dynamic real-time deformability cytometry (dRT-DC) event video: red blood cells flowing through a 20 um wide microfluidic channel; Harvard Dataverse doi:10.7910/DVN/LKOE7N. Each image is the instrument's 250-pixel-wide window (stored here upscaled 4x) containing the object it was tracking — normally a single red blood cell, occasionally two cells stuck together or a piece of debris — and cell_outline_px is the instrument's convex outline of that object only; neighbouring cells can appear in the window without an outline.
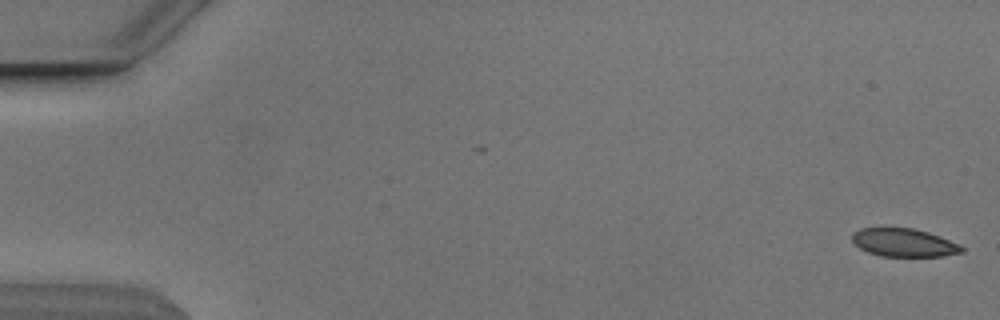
{"species": "Egyptian fruit bat (a non-hibernating species)", "species_latin": "Rousettus aegyptiacus", "temperature_condition": "cold", "stored_images_in_passage": 51, "camera_frame_rate_fps": 3000, "um_per_image_px": 0.085, "animal": {"sex": "male"}, "frame": {"image": 1, "passage_image": 1, "time_ms": 0.0, "image_size_px": [1000, 320], "cell_outline_px": [[964, 252], [944, 256], [880, 256], [868, 252], [860, 248], [852, 240], [852, 236], [860, 228], [912, 228], [928, 232], [940, 236], [960, 244], [964, 248]], "centroid_in_image_um": [76.88, 20.63], "position_along_channel_um": 8.1, "area_um2": 17.92}}
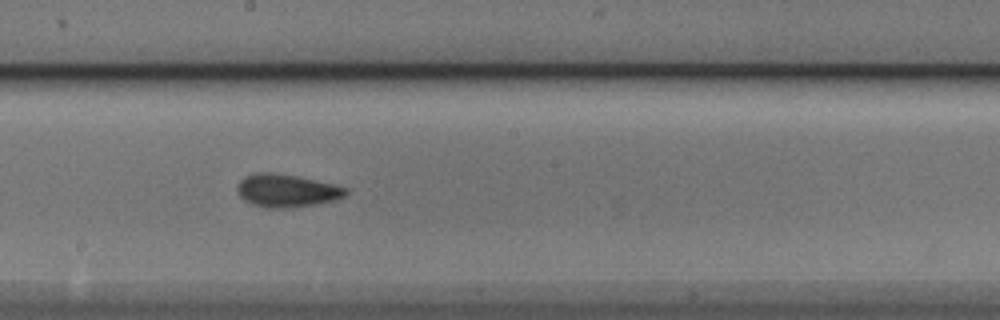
{"frame": {"image": 2, "passage_image": 30, "time_ms": 9.667, "image_size_px": [1000, 320], "cell_outline_px": [[348, 192], [344, 196], [336, 200], [288, 208], [264, 208], [252, 204], [244, 200], [240, 196], [236, 188], [240, 180], [244, 176], [252, 172], [272, 172], [296, 176], [332, 184], [348, 188]], "centroid_in_image_um": [24.32, 16.2], "position_along_channel_um": 223.9, "area_um2": 20.81}}
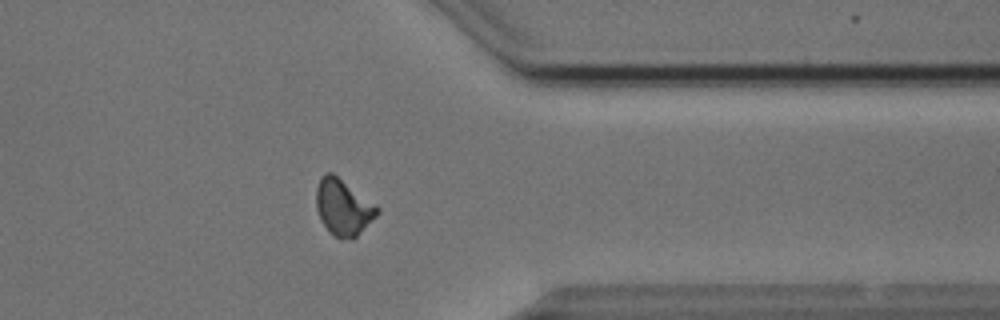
{"frame": {"image": 3, "passage_image": 43, "time_ms": 14.0, "image_size_px": [1000, 320], "cell_outline_px": [[380, 212], [352, 240], [340, 240], [328, 232], [320, 220], [316, 208], [316, 188], [320, 176], [324, 172], [332, 172], [380, 208]], "centroid_in_image_um": [29.13, 17.64], "position_along_channel_um": 382.3, "area_um2": 20.11}, "authors_computed_cell_mechanics": {"area_um2": 19.4208, "velocity_mm_per_s": 3.8387, "shape_relaxation_time_tau1_ms": null, "shape_relaxation_time_tau2_ms": 1.1023, "deformation_change_tau1": null, "deformation_change_tau2": 0.0942}}